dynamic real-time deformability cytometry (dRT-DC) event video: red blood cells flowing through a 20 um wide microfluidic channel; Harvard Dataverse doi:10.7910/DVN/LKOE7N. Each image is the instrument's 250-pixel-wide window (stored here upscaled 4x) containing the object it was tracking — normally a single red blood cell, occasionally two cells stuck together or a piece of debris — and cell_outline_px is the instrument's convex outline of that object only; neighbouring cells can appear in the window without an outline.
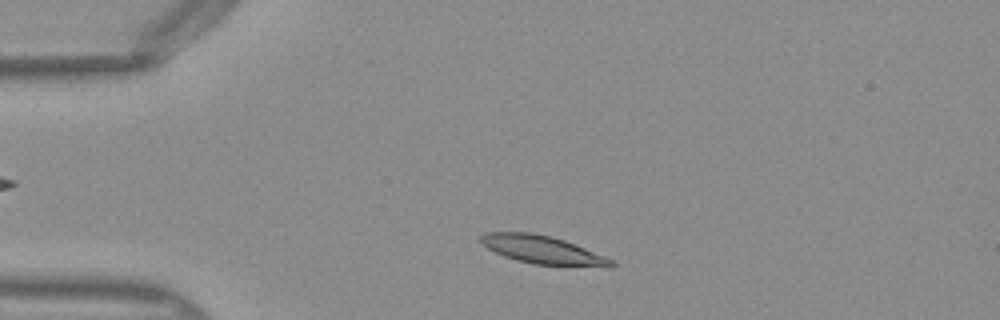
{"species": "Egyptian fruit bat (a non-hibernating species)", "species_latin": "Rousettus aegyptiacus", "temperature_condition": "warm", "stored_images_in_passage": 39, "camera_frame_rate_fps": 3000, "um_per_image_px": 0.085, "frame": {"image": 1, "passage_image": 5, "time_ms": 1.333, "image_size_px": [1000, 320], "cell_outline_px": [[616, 264], [612, 268], [608, 268], [532, 264], [516, 260], [504, 256], [480, 244], [476, 240], [484, 232], [532, 232], [552, 236], [564, 240], [616, 260]], "centroid_in_image_um": [46.15, 21.25], "position_along_channel_um": 38.8, "area_um2": 22.02}}
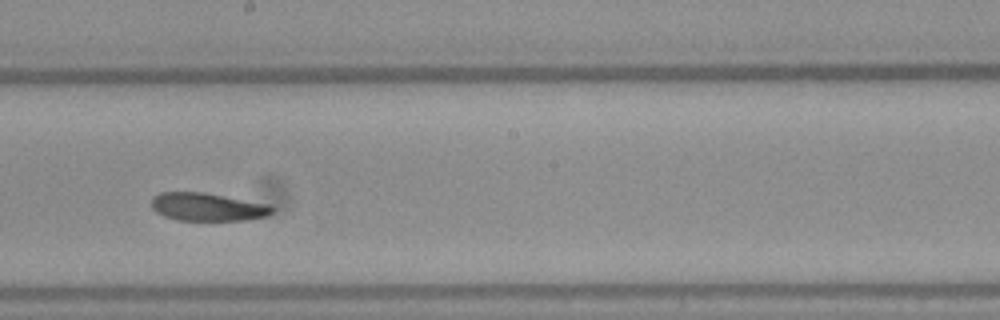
{"frame": {"image": 2, "passage_image": 22, "time_ms": 7.0, "image_size_px": [1000, 320], "cell_outline_px": [[276, 208], [268, 216], [244, 220], [176, 220], [164, 216], [156, 212], [152, 208], [152, 196], [160, 192], [204, 192], [272, 204]], "centroid_in_image_um": [17.68, 17.58], "position_along_channel_um": 230.5, "area_um2": 20.0}}
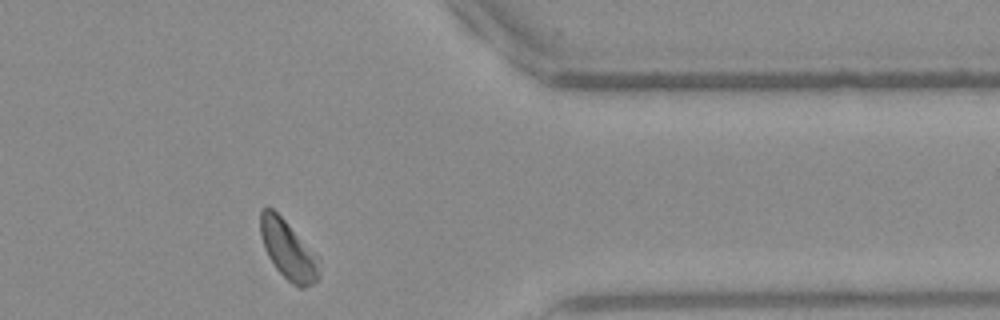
{"frame": {"image": 3, "passage_image": 35, "time_ms": 11.333, "image_size_px": [1000, 320], "cell_outline_px": [[320, 276], [312, 284], [304, 288], [300, 288], [292, 284], [276, 268], [268, 256], [264, 248], [260, 236], [260, 212], [264, 208], [272, 208], [316, 252], [320, 260]], "centroid_in_image_um": [24.52, 21.27], "position_along_channel_um": 386.9, "area_um2": 20.29}, "authors_computed_cell_mechanics": {"area_um2": 20.8658, "velocity_mm_per_s": 3.9708, "shape_relaxation_time_tau1_ms": 2.5699, "shape_relaxation_time_tau2_ms": null, "deformation_change_tau1": 0.1124, "deformation_change_tau2": null}}